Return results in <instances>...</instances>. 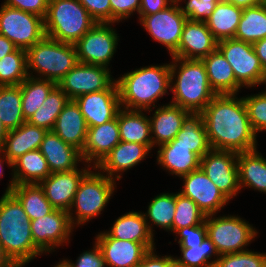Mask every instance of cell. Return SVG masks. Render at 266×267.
<instances>
[{
    "label": "cell",
    "instance_id": "cell-1",
    "mask_svg": "<svg viewBox=\"0 0 266 267\" xmlns=\"http://www.w3.org/2000/svg\"><path fill=\"white\" fill-rule=\"evenodd\" d=\"M235 96L215 95L201 112L210 146L214 150L241 153L257 147V134L251 127L243 98Z\"/></svg>",
    "mask_w": 266,
    "mask_h": 267
},
{
    "label": "cell",
    "instance_id": "cell-2",
    "mask_svg": "<svg viewBox=\"0 0 266 267\" xmlns=\"http://www.w3.org/2000/svg\"><path fill=\"white\" fill-rule=\"evenodd\" d=\"M30 227L19 200L12 193H4L0 199V245L17 267L42 253L33 242Z\"/></svg>",
    "mask_w": 266,
    "mask_h": 267
},
{
    "label": "cell",
    "instance_id": "cell-3",
    "mask_svg": "<svg viewBox=\"0 0 266 267\" xmlns=\"http://www.w3.org/2000/svg\"><path fill=\"white\" fill-rule=\"evenodd\" d=\"M170 64V82L177 75V80L170 83L173 92L171 104L181 107L190 113H201L216 95L208 82L205 64L202 60L172 57ZM180 61V62H179ZM177 62L181 63L180 66ZM179 71L176 73V68Z\"/></svg>",
    "mask_w": 266,
    "mask_h": 267
},
{
    "label": "cell",
    "instance_id": "cell-4",
    "mask_svg": "<svg viewBox=\"0 0 266 267\" xmlns=\"http://www.w3.org/2000/svg\"><path fill=\"white\" fill-rule=\"evenodd\" d=\"M120 105L130 110H150L151 104L170 89V64L149 66L116 80Z\"/></svg>",
    "mask_w": 266,
    "mask_h": 267
},
{
    "label": "cell",
    "instance_id": "cell-5",
    "mask_svg": "<svg viewBox=\"0 0 266 267\" xmlns=\"http://www.w3.org/2000/svg\"><path fill=\"white\" fill-rule=\"evenodd\" d=\"M96 23L78 0H49L44 18L45 35L74 45Z\"/></svg>",
    "mask_w": 266,
    "mask_h": 267
},
{
    "label": "cell",
    "instance_id": "cell-6",
    "mask_svg": "<svg viewBox=\"0 0 266 267\" xmlns=\"http://www.w3.org/2000/svg\"><path fill=\"white\" fill-rule=\"evenodd\" d=\"M27 70L32 68L43 77L58 84L78 63L75 45L44 37L27 51Z\"/></svg>",
    "mask_w": 266,
    "mask_h": 267
},
{
    "label": "cell",
    "instance_id": "cell-7",
    "mask_svg": "<svg viewBox=\"0 0 266 267\" xmlns=\"http://www.w3.org/2000/svg\"><path fill=\"white\" fill-rule=\"evenodd\" d=\"M115 181L107 175L93 173L89 171L80 181L77 192L71 206L69 219L73 224L81 225L88 222L91 218L98 216L108 203L114 192ZM76 208V216L72 217L71 210Z\"/></svg>",
    "mask_w": 266,
    "mask_h": 267
},
{
    "label": "cell",
    "instance_id": "cell-8",
    "mask_svg": "<svg viewBox=\"0 0 266 267\" xmlns=\"http://www.w3.org/2000/svg\"><path fill=\"white\" fill-rule=\"evenodd\" d=\"M212 216H206L205 226L207 237L215 245L219 256L246 251L243 247L257 236L255 228L238 216H220L216 219Z\"/></svg>",
    "mask_w": 266,
    "mask_h": 267
},
{
    "label": "cell",
    "instance_id": "cell-9",
    "mask_svg": "<svg viewBox=\"0 0 266 267\" xmlns=\"http://www.w3.org/2000/svg\"><path fill=\"white\" fill-rule=\"evenodd\" d=\"M0 35L7 37L19 49L28 50L45 35L44 18L30 12L2 5Z\"/></svg>",
    "mask_w": 266,
    "mask_h": 267
},
{
    "label": "cell",
    "instance_id": "cell-10",
    "mask_svg": "<svg viewBox=\"0 0 266 267\" xmlns=\"http://www.w3.org/2000/svg\"><path fill=\"white\" fill-rule=\"evenodd\" d=\"M217 49L230 63L236 81L246 87L262 84L266 76L253 44L237 40L225 39L218 42Z\"/></svg>",
    "mask_w": 266,
    "mask_h": 267
},
{
    "label": "cell",
    "instance_id": "cell-11",
    "mask_svg": "<svg viewBox=\"0 0 266 267\" xmlns=\"http://www.w3.org/2000/svg\"><path fill=\"white\" fill-rule=\"evenodd\" d=\"M110 24L97 22L74 44L79 63L108 67L118 45Z\"/></svg>",
    "mask_w": 266,
    "mask_h": 267
},
{
    "label": "cell",
    "instance_id": "cell-12",
    "mask_svg": "<svg viewBox=\"0 0 266 267\" xmlns=\"http://www.w3.org/2000/svg\"><path fill=\"white\" fill-rule=\"evenodd\" d=\"M116 80L109 69L99 65L77 63L57 84L69 100L81 95L109 89Z\"/></svg>",
    "mask_w": 266,
    "mask_h": 267
},
{
    "label": "cell",
    "instance_id": "cell-13",
    "mask_svg": "<svg viewBox=\"0 0 266 267\" xmlns=\"http://www.w3.org/2000/svg\"><path fill=\"white\" fill-rule=\"evenodd\" d=\"M237 157L233 151L211 149L200 160V168L228 200L240 190Z\"/></svg>",
    "mask_w": 266,
    "mask_h": 267
},
{
    "label": "cell",
    "instance_id": "cell-14",
    "mask_svg": "<svg viewBox=\"0 0 266 267\" xmlns=\"http://www.w3.org/2000/svg\"><path fill=\"white\" fill-rule=\"evenodd\" d=\"M178 5L170 4L162 11L140 16L139 19L152 38L166 45L171 55L178 49L182 29L187 21V17L181 13Z\"/></svg>",
    "mask_w": 266,
    "mask_h": 267
},
{
    "label": "cell",
    "instance_id": "cell-15",
    "mask_svg": "<svg viewBox=\"0 0 266 267\" xmlns=\"http://www.w3.org/2000/svg\"><path fill=\"white\" fill-rule=\"evenodd\" d=\"M30 222L33 242L42 254L69 240L74 227L70 222L69 213L59 209H54L51 213Z\"/></svg>",
    "mask_w": 266,
    "mask_h": 267
},
{
    "label": "cell",
    "instance_id": "cell-16",
    "mask_svg": "<svg viewBox=\"0 0 266 267\" xmlns=\"http://www.w3.org/2000/svg\"><path fill=\"white\" fill-rule=\"evenodd\" d=\"M181 177L184 186L179 193L193 200L206 216L216 214L229 202L201 168Z\"/></svg>",
    "mask_w": 266,
    "mask_h": 267
},
{
    "label": "cell",
    "instance_id": "cell-17",
    "mask_svg": "<svg viewBox=\"0 0 266 267\" xmlns=\"http://www.w3.org/2000/svg\"><path fill=\"white\" fill-rule=\"evenodd\" d=\"M74 101L79 106L88 127L113 120L121 108L116 82L107 90L84 94Z\"/></svg>",
    "mask_w": 266,
    "mask_h": 267
},
{
    "label": "cell",
    "instance_id": "cell-18",
    "mask_svg": "<svg viewBox=\"0 0 266 267\" xmlns=\"http://www.w3.org/2000/svg\"><path fill=\"white\" fill-rule=\"evenodd\" d=\"M218 41L205 22L187 20L172 57L202 60L217 49Z\"/></svg>",
    "mask_w": 266,
    "mask_h": 267
},
{
    "label": "cell",
    "instance_id": "cell-19",
    "mask_svg": "<svg viewBox=\"0 0 266 267\" xmlns=\"http://www.w3.org/2000/svg\"><path fill=\"white\" fill-rule=\"evenodd\" d=\"M88 172L89 168H85L83 171L74 169L51 173L39 184L43 188L47 200L55 209L69 212L79 183Z\"/></svg>",
    "mask_w": 266,
    "mask_h": 267
},
{
    "label": "cell",
    "instance_id": "cell-20",
    "mask_svg": "<svg viewBox=\"0 0 266 267\" xmlns=\"http://www.w3.org/2000/svg\"><path fill=\"white\" fill-rule=\"evenodd\" d=\"M105 265L110 267H136L149 249L143 243L112 238L107 232L96 236Z\"/></svg>",
    "mask_w": 266,
    "mask_h": 267
},
{
    "label": "cell",
    "instance_id": "cell-21",
    "mask_svg": "<svg viewBox=\"0 0 266 267\" xmlns=\"http://www.w3.org/2000/svg\"><path fill=\"white\" fill-rule=\"evenodd\" d=\"M120 141L117 116L102 125L88 127L82 159L87 163L94 160L96 168Z\"/></svg>",
    "mask_w": 266,
    "mask_h": 267
},
{
    "label": "cell",
    "instance_id": "cell-22",
    "mask_svg": "<svg viewBox=\"0 0 266 267\" xmlns=\"http://www.w3.org/2000/svg\"><path fill=\"white\" fill-rule=\"evenodd\" d=\"M47 130L29 124L27 121L16 129L8 130L4 145L0 153L5 162L12 167V163L25 153L37 150L42 143Z\"/></svg>",
    "mask_w": 266,
    "mask_h": 267
},
{
    "label": "cell",
    "instance_id": "cell-23",
    "mask_svg": "<svg viewBox=\"0 0 266 267\" xmlns=\"http://www.w3.org/2000/svg\"><path fill=\"white\" fill-rule=\"evenodd\" d=\"M39 150L45 157L51 173L78 169L76 164L83 160L78 149L65 143L53 131H47Z\"/></svg>",
    "mask_w": 266,
    "mask_h": 267
},
{
    "label": "cell",
    "instance_id": "cell-24",
    "mask_svg": "<svg viewBox=\"0 0 266 267\" xmlns=\"http://www.w3.org/2000/svg\"><path fill=\"white\" fill-rule=\"evenodd\" d=\"M65 143L82 152L88 126L79 106L74 100L64 106L52 129Z\"/></svg>",
    "mask_w": 266,
    "mask_h": 267
},
{
    "label": "cell",
    "instance_id": "cell-25",
    "mask_svg": "<svg viewBox=\"0 0 266 267\" xmlns=\"http://www.w3.org/2000/svg\"><path fill=\"white\" fill-rule=\"evenodd\" d=\"M190 112L179 106L168 104L156 109L150 119L151 140L153 145H163L175 139L182 128L184 118Z\"/></svg>",
    "mask_w": 266,
    "mask_h": 267
},
{
    "label": "cell",
    "instance_id": "cell-26",
    "mask_svg": "<svg viewBox=\"0 0 266 267\" xmlns=\"http://www.w3.org/2000/svg\"><path fill=\"white\" fill-rule=\"evenodd\" d=\"M143 213L129 212L120 216L107 233L115 239L143 243L149 250L154 249L153 231ZM150 225V226H149Z\"/></svg>",
    "mask_w": 266,
    "mask_h": 267
},
{
    "label": "cell",
    "instance_id": "cell-27",
    "mask_svg": "<svg viewBox=\"0 0 266 267\" xmlns=\"http://www.w3.org/2000/svg\"><path fill=\"white\" fill-rule=\"evenodd\" d=\"M151 150L148 146L140 143L120 141L94 169L108 172L107 176L114 179L116 173L128 170L143 160Z\"/></svg>",
    "mask_w": 266,
    "mask_h": 267
},
{
    "label": "cell",
    "instance_id": "cell-28",
    "mask_svg": "<svg viewBox=\"0 0 266 267\" xmlns=\"http://www.w3.org/2000/svg\"><path fill=\"white\" fill-rule=\"evenodd\" d=\"M12 167L14 175L5 193H11L16 184H39L51 174L39 149L25 153L12 163Z\"/></svg>",
    "mask_w": 266,
    "mask_h": 267
},
{
    "label": "cell",
    "instance_id": "cell-29",
    "mask_svg": "<svg viewBox=\"0 0 266 267\" xmlns=\"http://www.w3.org/2000/svg\"><path fill=\"white\" fill-rule=\"evenodd\" d=\"M202 61L206 67L210 87L216 95L237 94L241 85L236 81L230 63L218 49Z\"/></svg>",
    "mask_w": 266,
    "mask_h": 267
},
{
    "label": "cell",
    "instance_id": "cell-30",
    "mask_svg": "<svg viewBox=\"0 0 266 267\" xmlns=\"http://www.w3.org/2000/svg\"><path fill=\"white\" fill-rule=\"evenodd\" d=\"M158 163L171 174L179 177L200 168L201 158L182 144H163L158 146Z\"/></svg>",
    "mask_w": 266,
    "mask_h": 267
},
{
    "label": "cell",
    "instance_id": "cell-31",
    "mask_svg": "<svg viewBox=\"0 0 266 267\" xmlns=\"http://www.w3.org/2000/svg\"><path fill=\"white\" fill-rule=\"evenodd\" d=\"M123 109L120 108L116 115L121 141L140 143L152 149L150 119L142 110Z\"/></svg>",
    "mask_w": 266,
    "mask_h": 267
},
{
    "label": "cell",
    "instance_id": "cell-32",
    "mask_svg": "<svg viewBox=\"0 0 266 267\" xmlns=\"http://www.w3.org/2000/svg\"><path fill=\"white\" fill-rule=\"evenodd\" d=\"M167 144H182L202 158L212 148L201 113H189L175 139Z\"/></svg>",
    "mask_w": 266,
    "mask_h": 267
},
{
    "label": "cell",
    "instance_id": "cell-33",
    "mask_svg": "<svg viewBox=\"0 0 266 267\" xmlns=\"http://www.w3.org/2000/svg\"><path fill=\"white\" fill-rule=\"evenodd\" d=\"M238 177L243 186L266 193V159L255 150L238 153Z\"/></svg>",
    "mask_w": 266,
    "mask_h": 267
},
{
    "label": "cell",
    "instance_id": "cell-34",
    "mask_svg": "<svg viewBox=\"0 0 266 267\" xmlns=\"http://www.w3.org/2000/svg\"><path fill=\"white\" fill-rule=\"evenodd\" d=\"M242 12L243 8L220 0L205 23L218 42L234 38Z\"/></svg>",
    "mask_w": 266,
    "mask_h": 267
},
{
    "label": "cell",
    "instance_id": "cell-35",
    "mask_svg": "<svg viewBox=\"0 0 266 267\" xmlns=\"http://www.w3.org/2000/svg\"><path fill=\"white\" fill-rule=\"evenodd\" d=\"M235 39L250 44L266 38V3L243 9Z\"/></svg>",
    "mask_w": 266,
    "mask_h": 267
},
{
    "label": "cell",
    "instance_id": "cell-36",
    "mask_svg": "<svg viewBox=\"0 0 266 267\" xmlns=\"http://www.w3.org/2000/svg\"><path fill=\"white\" fill-rule=\"evenodd\" d=\"M11 193L19 200L30 221L41 218L55 209L47 200L40 184H16Z\"/></svg>",
    "mask_w": 266,
    "mask_h": 267
},
{
    "label": "cell",
    "instance_id": "cell-37",
    "mask_svg": "<svg viewBox=\"0 0 266 267\" xmlns=\"http://www.w3.org/2000/svg\"><path fill=\"white\" fill-rule=\"evenodd\" d=\"M57 84L53 81L39 77L28 76L21 84L22 112L25 121L43 105L51 90Z\"/></svg>",
    "mask_w": 266,
    "mask_h": 267
},
{
    "label": "cell",
    "instance_id": "cell-38",
    "mask_svg": "<svg viewBox=\"0 0 266 267\" xmlns=\"http://www.w3.org/2000/svg\"><path fill=\"white\" fill-rule=\"evenodd\" d=\"M0 120L7 130L16 129L26 122L20 85L0 86Z\"/></svg>",
    "mask_w": 266,
    "mask_h": 267
},
{
    "label": "cell",
    "instance_id": "cell-39",
    "mask_svg": "<svg viewBox=\"0 0 266 267\" xmlns=\"http://www.w3.org/2000/svg\"><path fill=\"white\" fill-rule=\"evenodd\" d=\"M69 102L67 95L56 85L43 105L27 121L29 124L52 131L58 115Z\"/></svg>",
    "mask_w": 266,
    "mask_h": 267
},
{
    "label": "cell",
    "instance_id": "cell-40",
    "mask_svg": "<svg viewBox=\"0 0 266 267\" xmlns=\"http://www.w3.org/2000/svg\"><path fill=\"white\" fill-rule=\"evenodd\" d=\"M30 74L26 50L17 48L0 59V86L20 85Z\"/></svg>",
    "mask_w": 266,
    "mask_h": 267
},
{
    "label": "cell",
    "instance_id": "cell-41",
    "mask_svg": "<svg viewBox=\"0 0 266 267\" xmlns=\"http://www.w3.org/2000/svg\"><path fill=\"white\" fill-rule=\"evenodd\" d=\"M175 214L172 223V232L184 227H192L205 222L206 215L190 198L181 193L175 194Z\"/></svg>",
    "mask_w": 266,
    "mask_h": 267
},
{
    "label": "cell",
    "instance_id": "cell-42",
    "mask_svg": "<svg viewBox=\"0 0 266 267\" xmlns=\"http://www.w3.org/2000/svg\"><path fill=\"white\" fill-rule=\"evenodd\" d=\"M175 194L162 193L157 195L148 206L144 216L157 226L172 232V223L175 214Z\"/></svg>",
    "mask_w": 266,
    "mask_h": 267
},
{
    "label": "cell",
    "instance_id": "cell-43",
    "mask_svg": "<svg viewBox=\"0 0 266 267\" xmlns=\"http://www.w3.org/2000/svg\"><path fill=\"white\" fill-rule=\"evenodd\" d=\"M183 254L181 258H175L177 267H214L215 261H210L212 254L217 255L218 252L211 240L206 237L201 245L192 246V248H181Z\"/></svg>",
    "mask_w": 266,
    "mask_h": 267
},
{
    "label": "cell",
    "instance_id": "cell-44",
    "mask_svg": "<svg viewBox=\"0 0 266 267\" xmlns=\"http://www.w3.org/2000/svg\"><path fill=\"white\" fill-rule=\"evenodd\" d=\"M214 267H266V253L243 251L220 255Z\"/></svg>",
    "mask_w": 266,
    "mask_h": 267
},
{
    "label": "cell",
    "instance_id": "cell-45",
    "mask_svg": "<svg viewBox=\"0 0 266 267\" xmlns=\"http://www.w3.org/2000/svg\"><path fill=\"white\" fill-rule=\"evenodd\" d=\"M249 121L254 133L266 131V94L261 92L243 98Z\"/></svg>",
    "mask_w": 266,
    "mask_h": 267
},
{
    "label": "cell",
    "instance_id": "cell-46",
    "mask_svg": "<svg viewBox=\"0 0 266 267\" xmlns=\"http://www.w3.org/2000/svg\"><path fill=\"white\" fill-rule=\"evenodd\" d=\"M185 6H180L181 13L187 20L205 22L213 13L220 0H184Z\"/></svg>",
    "mask_w": 266,
    "mask_h": 267
},
{
    "label": "cell",
    "instance_id": "cell-47",
    "mask_svg": "<svg viewBox=\"0 0 266 267\" xmlns=\"http://www.w3.org/2000/svg\"><path fill=\"white\" fill-rule=\"evenodd\" d=\"M175 233L180 236L178 241L180 248H192V246L201 245L207 237L205 222L196 226L178 229Z\"/></svg>",
    "mask_w": 266,
    "mask_h": 267
},
{
    "label": "cell",
    "instance_id": "cell-48",
    "mask_svg": "<svg viewBox=\"0 0 266 267\" xmlns=\"http://www.w3.org/2000/svg\"><path fill=\"white\" fill-rule=\"evenodd\" d=\"M90 16L100 23H111V5L109 0H78Z\"/></svg>",
    "mask_w": 266,
    "mask_h": 267
},
{
    "label": "cell",
    "instance_id": "cell-49",
    "mask_svg": "<svg viewBox=\"0 0 266 267\" xmlns=\"http://www.w3.org/2000/svg\"><path fill=\"white\" fill-rule=\"evenodd\" d=\"M111 5V23L129 17L133 11L139 13L140 0H109Z\"/></svg>",
    "mask_w": 266,
    "mask_h": 267
},
{
    "label": "cell",
    "instance_id": "cell-50",
    "mask_svg": "<svg viewBox=\"0 0 266 267\" xmlns=\"http://www.w3.org/2000/svg\"><path fill=\"white\" fill-rule=\"evenodd\" d=\"M49 0H6L3 5L37 14L45 18Z\"/></svg>",
    "mask_w": 266,
    "mask_h": 267
},
{
    "label": "cell",
    "instance_id": "cell-51",
    "mask_svg": "<svg viewBox=\"0 0 266 267\" xmlns=\"http://www.w3.org/2000/svg\"><path fill=\"white\" fill-rule=\"evenodd\" d=\"M73 267H104L105 261L100 247L95 243L93 250L83 252L76 261L71 263Z\"/></svg>",
    "mask_w": 266,
    "mask_h": 267
},
{
    "label": "cell",
    "instance_id": "cell-52",
    "mask_svg": "<svg viewBox=\"0 0 266 267\" xmlns=\"http://www.w3.org/2000/svg\"><path fill=\"white\" fill-rule=\"evenodd\" d=\"M136 267H177L175 258L172 256L159 257L154 249L149 250Z\"/></svg>",
    "mask_w": 266,
    "mask_h": 267
},
{
    "label": "cell",
    "instance_id": "cell-53",
    "mask_svg": "<svg viewBox=\"0 0 266 267\" xmlns=\"http://www.w3.org/2000/svg\"><path fill=\"white\" fill-rule=\"evenodd\" d=\"M169 0H140L139 15H151L170 6Z\"/></svg>",
    "mask_w": 266,
    "mask_h": 267
},
{
    "label": "cell",
    "instance_id": "cell-54",
    "mask_svg": "<svg viewBox=\"0 0 266 267\" xmlns=\"http://www.w3.org/2000/svg\"><path fill=\"white\" fill-rule=\"evenodd\" d=\"M253 47L264 71L266 72V38L256 41L253 44Z\"/></svg>",
    "mask_w": 266,
    "mask_h": 267
},
{
    "label": "cell",
    "instance_id": "cell-55",
    "mask_svg": "<svg viewBox=\"0 0 266 267\" xmlns=\"http://www.w3.org/2000/svg\"><path fill=\"white\" fill-rule=\"evenodd\" d=\"M17 49L14 43H12L7 37L0 35V59L5 55L14 52Z\"/></svg>",
    "mask_w": 266,
    "mask_h": 267
},
{
    "label": "cell",
    "instance_id": "cell-56",
    "mask_svg": "<svg viewBox=\"0 0 266 267\" xmlns=\"http://www.w3.org/2000/svg\"><path fill=\"white\" fill-rule=\"evenodd\" d=\"M240 8H247L265 2V0H224Z\"/></svg>",
    "mask_w": 266,
    "mask_h": 267
},
{
    "label": "cell",
    "instance_id": "cell-57",
    "mask_svg": "<svg viewBox=\"0 0 266 267\" xmlns=\"http://www.w3.org/2000/svg\"><path fill=\"white\" fill-rule=\"evenodd\" d=\"M0 267H17L10 258L5 254L0 245Z\"/></svg>",
    "mask_w": 266,
    "mask_h": 267
},
{
    "label": "cell",
    "instance_id": "cell-58",
    "mask_svg": "<svg viewBox=\"0 0 266 267\" xmlns=\"http://www.w3.org/2000/svg\"><path fill=\"white\" fill-rule=\"evenodd\" d=\"M7 133H8V130L5 128V126L3 125V123L0 120V151L3 148Z\"/></svg>",
    "mask_w": 266,
    "mask_h": 267
},
{
    "label": "cell",
    "instance_id": "cell-59",
    "mask_svg": "<svg viewBox=\"0 0 266 267\" xmlns=\"http://www.w3.org/2000/svg\"><path fill=\"white\" fill-rule=\"evenodd\" d=\"M55 267H73V266L71 265L70 261L64 260V261L58 263Z\"/></svg>",
    "mask_w": 266,
    "mask_h": 267
},
{
    "label": "cell",
    "instance_id": "cell-60",
    "mask_svg": "<svg viewBox=\"0 0 266 267\" xmlns=\"http://www.w3.org/2000/svg\"><path fill=\"white\" fill-rule=\"evenodd\" d=\"M2 158H3V157L0 158V177L3 176V174H2L3 168H2V165H1V164L3 163Z\"/></svg>",
    "mask_w": 266,
    "mask_h": 267
},
{
    "label": "cell",
    "instance_id": "cell-61",
    "mask_svg": "<svg viewBox=\"0 0 266 267\" xmlns=\"http://www.w3.org/2000/svg\"><path fill=\"white\" fill-rule=\"evenodd\" d=\"M169 1L171 2V4H178V2H180L181 0H169Z\"/></svg>",
    "mask_w": 266,
    "mask_h": 267
},
{
    "label": "cell",
    "instance_id": "cell-62",
    "mask_svg": "<svg viewBox=\"0 0 266 267\" xmlns=\"http://www.w3.org/2000/svg\"><path fill=\"white\" fill-rule=\"evenodd\" d=\"M263 83H266V76H265V78L263 79V81H262V84ZM265 94H266V91H263Z\"/></svg>",
    "mask_w": 266,
    "mask_h": 267
}]
</instances>
